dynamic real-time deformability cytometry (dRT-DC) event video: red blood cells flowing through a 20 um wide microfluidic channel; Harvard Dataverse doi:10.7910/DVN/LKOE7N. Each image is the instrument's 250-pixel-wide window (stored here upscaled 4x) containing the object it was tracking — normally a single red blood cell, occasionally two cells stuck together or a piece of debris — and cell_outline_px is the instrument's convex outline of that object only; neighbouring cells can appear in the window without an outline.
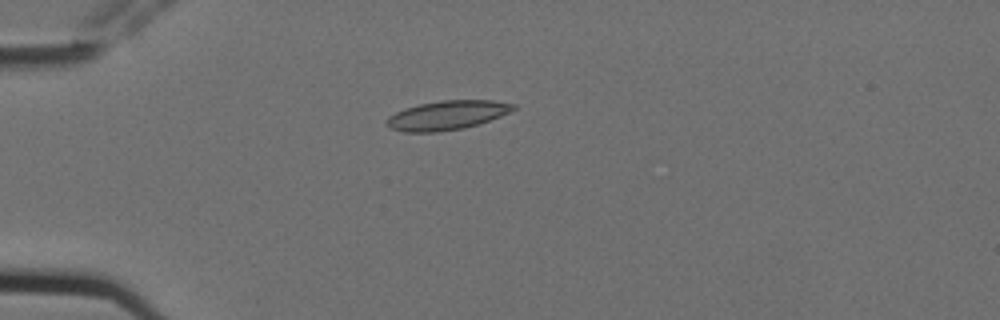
{"species": "Egyptian fruit bat (a non-hibernating species)", "species_latin": "Rousettus aegyptiacus", "temperature_condition": "cold", "stored_images_in_passage": 10, "camera_frame_rate_fps": 3000, "um_per_image_px": 0.085, "animal": {"sex": "female"}, "frame": {"image": 1, "passage_image": 4, "time_ms": 1.0, "image_size_px": [1000, 320], "cell_outline_px": [[516, 108], [500, 116], [464, 128], [436, 132], [404, 132], [392, 128], [388, 124], [388, 116], [404, 108], [420, 104], [440, 100], [492, 100], [516, 104]], "centroid_in_image_um": [38.01, 9.78], "position_along_channel_um": 47.0, "area_um2": 21.21}}
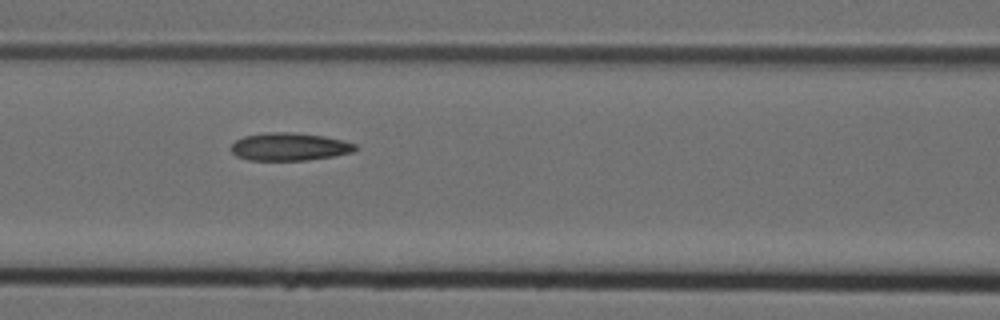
{"frame": {"image": 2, "passage_image": 7, "time_ms": 2.0, "image_size_px": [1000, 320], "cell_outline_px": [[360, 148], [352, 152], [332, 156], [308, 160], [248, 160], [236, 156], [228, 148], [236, 140], [244, 136], [264, 132], [292, 132], [324, 136], [344, 140], [356, 144]], "centroid_in_image_um": [24.59, 12.46], "position_along_channel_um": 142.0, "area_um2": 20.35}}
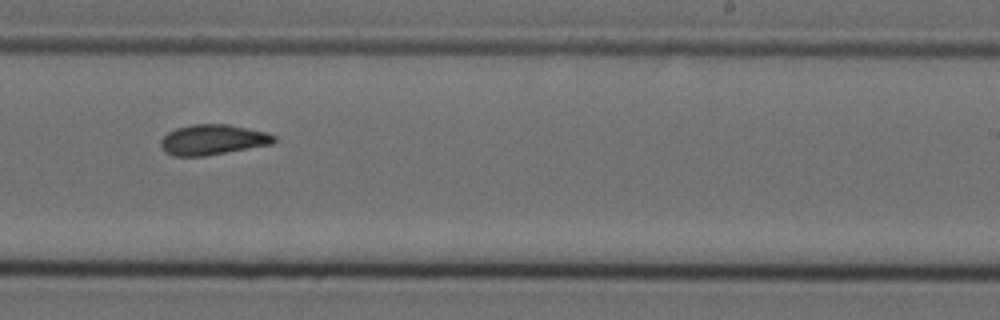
{"frame": {"image": 3, "passage_image": 10, "time_ms": 3.0, "image_size_px": [1000, 320], "cell_outline_px": [[276, 140], [272, 144], [204, 156], [172, 156], [164, 152], [160, 144], [160, 140], [168, 132], [176, 128], [192, 124], [228, 124], [268, 132], [276, 136]], "centroid_in_image_um": [18.08, 11.87], "position_along_channel_um": 270.9, "area_um2": 20.11}}